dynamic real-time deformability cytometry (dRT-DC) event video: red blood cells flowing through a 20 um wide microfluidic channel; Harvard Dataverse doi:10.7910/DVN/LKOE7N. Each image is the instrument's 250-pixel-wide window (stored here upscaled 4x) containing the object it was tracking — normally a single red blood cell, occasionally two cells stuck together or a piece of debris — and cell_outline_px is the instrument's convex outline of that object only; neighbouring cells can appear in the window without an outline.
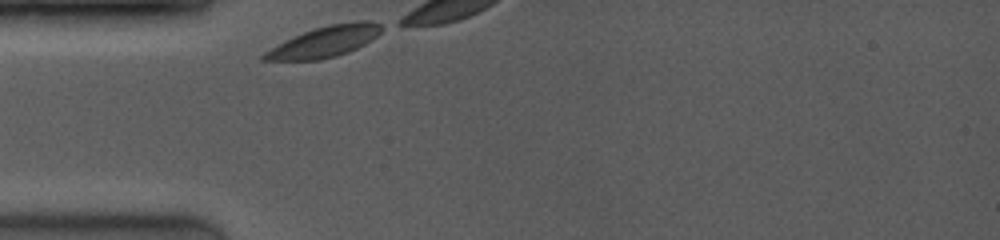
{"species": "common noctule bat (a hibernating species)", "species_latin": "Nyctalus noctula", "temperature_condition": "room temperature", "stored_images_in_passage": 4, "camera_frame_rate_fps": 4000, "um_per_image_px": 0.085, "animal": {"sex": "female", "body_mass_g": 19.0, "forearm_length_mm": 53.3}, "frame": {"image": 1, "passage_image": 1, "time_ms": 0.0, "image_size_px": [1000, 240], "cell_outline_px": [[380, 32], [376, 36], [364, 44], [356, 48], [332, 56], [316, 60], [260, 60], [260, 56], [264, 52], [284, 40], [304, 32], [328, 24], [360, 20], [380, 24]], "centroid_in_image_um": [27.52, 3.53], "position_along_channel_um": 57.5, "area_um2": 20.58}}